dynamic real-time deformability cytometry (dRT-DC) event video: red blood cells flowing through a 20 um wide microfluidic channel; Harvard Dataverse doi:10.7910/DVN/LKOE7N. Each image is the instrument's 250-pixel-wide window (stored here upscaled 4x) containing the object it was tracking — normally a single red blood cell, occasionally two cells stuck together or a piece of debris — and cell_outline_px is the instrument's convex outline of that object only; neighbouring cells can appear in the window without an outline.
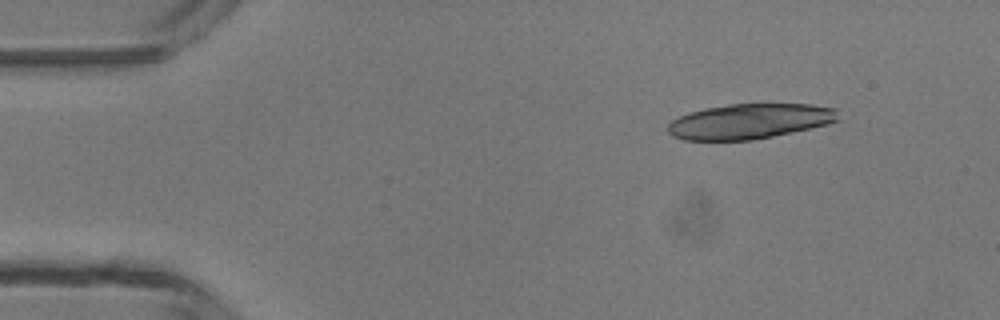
{"species": "common noctule bat (a hibernating species)", "species_latin": "Nyctalus noctula", "temperature_condition": "room temperature", "stored_images_in_passage": 4, "camera_frame_rate_fps": 3000, "um_per_image_px": 0.085, "animal": {"sex": "male", "body_mass_g": 13.3}, "frame": {"image": 1, "passage_image": 1, "time_ms": 0.0, "image_size_px": [1000, 320], "cell_outline_px": [[840, 120], [828, 124], [812, 128], [752, 140], [684, 140], [672, 136], [668, 132], [668, 124], [672, 120], [688, 112], [704, 108], [728, 104], [812, 104], [836, 108]], "centroid_in_image_um": [63.73, 10.3], "position_along_channel_um": 21.3, "area_um2": 35.03}}
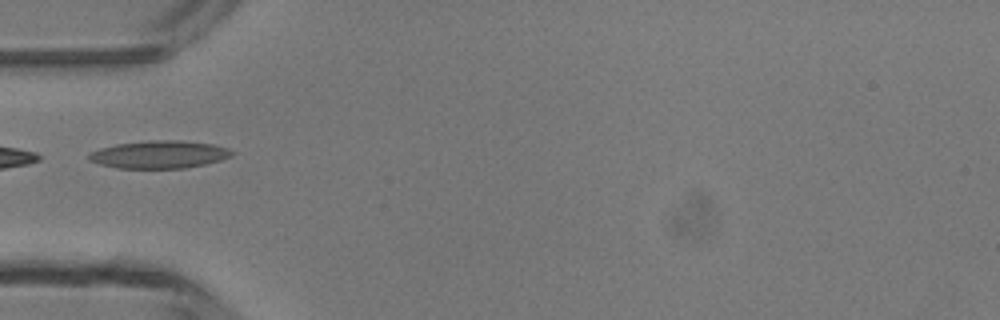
{"frame": {"image": 2, "passage_image": 3, "time_ms": 3.333, "image_size_px": [1000, 320], "cell_outline_px": [[236, 152], [232, 156], [220, 160], [204, 164], [184, 168], [116, 168], [100, 164], [88, 160], [88, 152], [100, 148], [116, 144], [148, 140], [180, 140], [212, 144], [228, 148]], "centroid_in_image_um": [13.52, 13.12], "position_along_channel_um": 71.5, "area_um2": 23.18}}
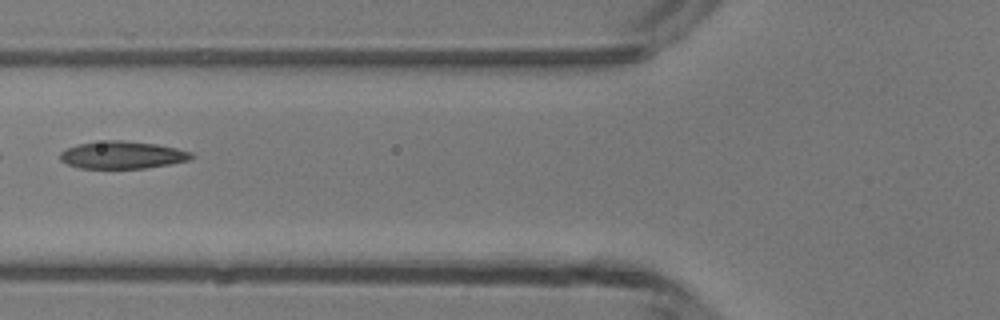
{"frame": {"image": 3, "passage_image": 4, "time_ms": 4.333, "image_size_px": [1000, 320], "cell_outline_px": [[196, 156], [188, 160], [168, 164], [144, 168], [80, 168], [68, 164], [60, 160], [60, 152], [76, 144], [108, 140], [124, 140], [156, 144], [176, 148], [192, 152]], "centroid_in_image_um": [10.4, 13.16], "position_along_channel_um": 115.4, "area_um2": 20.92}}